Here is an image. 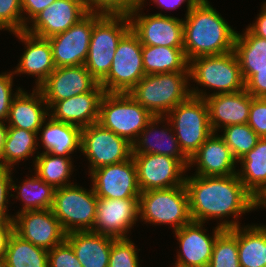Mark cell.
I'll return each instance as SVG.
<instances>
[{
	"instance_id": "obj_1",
	"label": "cell",
	"mask_w": 266,
	"mask_h": 267,
	"mask_svg": "<svg viewBox=\"0 0 266 267\" xmlns=\"http://www.w3.org/2000/svg\"><path fill=\"white\" fill-rule=\"evenodd\" d=\"M184 184L192 221L205 223L221 219L217 222L218 227L232 229L241 226L238 220L243 214L253 211L252 194L237 174L217 177L186 175ZM230 217L233 220L229 221Z\"/></svg>"
},
{
	"instance_id": "obj_2",
	"label": "cell",
	"mask_w": 266,
	"mask_h": 267,
	"mask_svg": "<svg viewBox=\"0 0 266 267\" xmlns=\"http://www.w3.org/2000/svg\"><path fill=\"white\" fill-rule=\"evenodd\" d=\"M236 33L208 0H200L183 18L185 57L189 62L234 51Z\"/></svg>"
},
{
	"instance_id": "obj_3",
	"label": "cell",
	"mask_w": 266,
	"mask_h": 267,
	"mask_svg": "<svg viewBox=\"0 0 266 267\" xmlns=\"http://www.w3.org/2000/svg\"><path fill=\"white\" fill-rule=\"evenodd\" d=\"M189 80L197 83L190 88V94L197 98L211 95L233 93L245 89L240 64L234 51L221 54L200 56L189 61ZM199 86L213 90L207 93ZM216 89V90H215Z\"/></svg>"
},
{
	"instance_id": "obj_4",
	"label": "cell",
	"mask_w": 266,
	"mask_h": 267,
	"mask_svg": "<svg viewBox=\"0 0 266 267\" xmlns=\"http://www.w3.org/2000/svg\"><path fill=\"white\" fill-rule=\"evenodd\" d=\"M189 71L145 75L129 94L153 116H166L190 96Z\"/></svg>"
},
{
	"instance_id": "obj_5",
	"label": "cell",
	"mask_w": 266,
	"mask_h": 267,
	"mask_svg": "<svg viewBox=\"0 0 266 267\" xmlns=\"http://www.w3.org/2000/svg\"><path fill=\"white\" fill-rule=\"evenodd\" d=\"M139 221L154 226L167 224L172 226L173 231L190 223L192 218L185 184L141 192Z\"/></svg>"
},
{
	"instance_id": "obj_6",
	"label": "cell",
	"mask_w": 266,
	"mask_h": 267,
	"mask_svg": "<svg viewBox=\"0 0 266 267\" xmlns=\"http://www.w3.org/2000/svg\"><path fill=\"white\" fill-rule=\"evenodd\" d=\"M153 117L129 93L105 92L98 123L133 144Z\"/></svg>"
},
{
	"instance_id": "obj_7",
	"label": "cell",
	"mask_w": 266,
	"mask_h": 267,
	"mask_svg": "<svg viewBox=\"0 0 266 267\" xmlns=\"http://www.w3.org/2000/svg\"><path fill=\"white\" fill-rule=\"evenodd\" d=\"M130 29L128 15H102L94 23L84 65L98 83L107 76L117 45Z\"/></svg>"
},
{
	"instance_id": "obj_8",
	"label": "cell",
	"mask_w": 266,
	"mask_h": 267,
	"mask_svg": "<svg viewBox=\"0 0 266 267\" xmlns=\"http://www.w3.org/2000/svg\"><path fill=\"white\" fill-rule=\"evenodd\" d=\"M172 125L183 154L190 159L213 133L209 110L203 98L190 96L165 116Z\"/></svg>"
},
{
	"instance_id": "obj_9",
	"label": "cell",
	"mask_w": 266,
	"mask_h": 267,
	"mask_svg": "<svg viewBox=\"0 0 266 267\" xmlns=\"http://www.w3.org/2000/svg\"><path fill=\"white\" fill-rule=\"evenodd\" d=\"M97 196L91 187L78 184L56 188L51 211L68 233L92 231L96 218Z\"/></svg>"
},
{
	"instance_id": "obj_10",
	"label": "cell",
	"mask_w": 266,
	"mask_h": 267,
	"mask_svg": "<svg viewBox=\"0 0 266 267\" xmlns=\"http://www.w3.org/2000/svg\"><path fill=\"white\" fill-rule=\"evenodd\" d=\"M142 43L130 29L119 41L111 68L99 83L105 92L129 93L146 75L142 60Z\"/></svg>"
},
{
	"instance_id": "obj_11",
	"label": "cell",
	"mask_w": 266,
	"mask_h": 267,
	"mask_svg": "<svg viewBox=\"0 0 266 267\" xmlns=\"http://www.w3.org/2000/svg\"><path fill=\"white\" fill-rule=\"evenodd\" d=\"M81 153L85 155L88 172L101 166L124 162L132 157L133 146L125 138L96 122L82 128Z\"/></svg>"
},
{
	"instance_id": "obj_12",
	"label": "cell",
	"mask_w": 266,
	"mask_h": 267,
	"mask_svg": "<svg viewBox=\"0 0 266 267\" xmlns=\"http://www.w3.org/2000/svg\"><path fill=\"white\" fill-rule=\"evenodd\" d=\"M142 5L136 6L128 15L131 30L138 36L142 45L183 47V18L171 15H142Z\"/></svg>"
},
{
	"instance_id": "obj_13",
	"label": "cell",
	"mask_w": 266,
	"mask_h": 267,
	"mask_svg": "<svg viewBox=\"0 0 266 267\" xmlns=\"http://www.w3.org/2000/svg\"><path fill=\"white\" fill-rule=\"evenodd\" d=\"M101 16L88 12L66 31L48 38L56 68L85 64L93 25Z\"/></svg>"
},
{
	"instance_id": "obj_14",
	"label": "cell",
	"mask_w": 266,
	"mask_h": 267,
	"mask_svg": "<svg viewBox=\"0 0 266 267\" xmlns=\"http://www.w3.org/2000/svg\"><path fill=\"white\" fill-rule=\"evenodd\" d=\"M141 192L185 183L188 168L178 159L158 154H132Z\"/></svg>"
},
{
	"instance_id": "obj_15",
	"label": "cell",
	"mask_w": 266,
	"mask_h": 267,
	"mask_svg": "<svg viewBox=\"0 0 266 267\" xmlns=\"http://www.w3.org/2000/svg\"><path fill=\"white\" fill-rule=\"evenodd\" d=\"M88 175L99 198H139L141 194L133 157L121 163L101 166Z\"/></svg>"
},
{
	"instance_id": "obj_16",
	"label": "cell",
	"mask_w": 266,
	"mask_h": 267,
	"mask_svg": "<svg viewBox=\"0 0 266 267\" xmlns=\"http://www.w3.org/2000/svg\"><path fill=\"white\" fill-rule=\"evenodd\" d=\"M13 224L14 233L20 238L47 251L66 239V232L51 209L17 212Z\"/></svg>"
},
{
	"instance_id": "obj_17",
	"label": "cell",
	"mask_w": 266,
	"mask_h": 267,
	"mask_svg": "<svg viewBox=\"0 0 266 267\" xmlns=\"http://www.w3.org/2000/svg\"><path fill=\"white\" fill-rule=\"evenodd\" d=\"M139 219V198L109 199L97 197L92 231L109 237L128 238Z\"/></svg>"
},
{
	"instance_id": "obj_18",
	"label": "cell",
	"mask_w": 266,
	"mask_h": 267,
	"mask_svg": "<svg viewBox=\"0 0 266 267\" xmlns=\"http://www.w3.org/2000/svg\"><path fill=\"white\" fill-rule=\"evenodd\" d=\"M205 223L191 221L178 230L173 231L178 240L179 251L176 264L189 267H208L217 236L224 230L213 227L212 235L205 234Z\"/></svg>"
},
{
	"instance_id": "obj_19",
	"label": "cell",
	"mask_w": 266,
	"mask_h": 267,
	"mask_svg": "<svg viewBox=\"0 0 266 267\" xmlns=\"http://www.w3.org/2000/svg\"><path fill=\"white\" fill-rule=\"evenodd\" d=\"M98 82L85 65L55 68L38 87L50 108L55 102L90 92Z\"/></svg>"
},
{
	"instance_id": "obj_20",
	"label": "cell",
	"mask_w": 266,
	"mask_h": 267,
	"mask_svg": "<svg viewBox=\"0 0 266 267\" xmlns=\"http://www.w3.org/2000/svg\"><path fill=\"white\" fill-rule=\"evenodd\" d=\"M87 13L83 0H55L27 24L25 31L50 38L69 29Z\"/></svg>"
},
{
	"instance_id": "obj_21",
	"label": "cell",
	"mask_w": 266,
	"mask_h": 267,
	"mask_svg": "<svg viewBox=\"0 0 266 267\" xmlns=\"http://www.w3.org/2000/svg\"><path fill=\"white\" fill-rule=\"evenodd\" d=\"M159 124H164L163 128ZM132 146L133 154L167 155L180 160L187 168L189 166V159L181 151L172 125L165 116H154Z\"/></svg>"
},
{
	"instance_id": "obj_22",
	"label": "cell",
	"mask_w": 266,
	"mask_h": 267,
	"mask_svg": "<svg viewBox=\"0 0 266 267\" xmlns=\"http://www.w3.org/2000/svg\"><path fill=\"white\" fill-rule=\"evenodd\" d=\"M22 43L24 51L20 56V61L13 70L14 75L35 76V86L38 88L56 68L53 62L52 49L48 38H41L21 31L13 33Z\"/></svg>"
},
{
	"instance_id": "obj_23",
	"label": "cell",
	"mask_w": 266,
	"mask_h": 267,
	"mask_svg": "<svg viewBox=\"0 0 266 267\" xmlns=\"http://www.w3.org/2000/svg\"><path fill=\"white\" fill-rule=\"evenodd\" d=\"M237 160L218 132H213L189 159L188 169L196 166L193 175L229 176L237 174Z\"/></svg>"
},
{
	"instance_id": "obj_24",
	"label": "cell",
	"mask_w": 266,
	"mask_h": 267,
	"mask_svg": "<svg viewBox=\"0 0 266 267\" xmlns=\"http://www.w3.org/2000/svg\"><path fill=\"white\" fill-rule=\"evenodd\" d=\"M104 94V89L98 83L90 92L55 102L49 108V116L82 129L98 122L100 102Z\"/></svg>"
},
{
	"instance_id": "obj_25",
	"label": "cell",
	"mask_w": 266,
	"mask_h": 267,
	"mask_svg": "<svg viewBox=\"0 0 266 267\" xmlns=\"http://www.w3.org/2000/svg\"><path fill=\"white\" fill-rule=\"evenodd\" d=\"M205 100L213 132H219L226 126L248 123L251 95L245 89L233 93L211 95Z\"/></svg>"
},
{
	"instance_id": "obj_26",
	"label": "cell",
	"mask_w": 266,
	"mask_h": 267,
	"mask_svg": "<svg viewBox=\"0 0 266 267\" xmlns=\"http://www.w3.org/2000/svg\"><path fill=\"white\" fill-rule=\"evenodd\" d=\"M48 117L49 107L41 91L33 87L28 94L21 89L12 100L6 125L38 133Z\"/></svg>"
},
{
	"instance_id": "obj_27",
	"label": "cell",
	"mask_w": 266,
	"mask_h": 267,
	"mask_svg": "<svg viewBox=\"0 0 266 267\" xmlns=\"http://www.w3.org/2000/svg\"><path fill=\"white\" fill-rule=\"evenodd\" d=\"M81 132L80 127L56 121L49 116L39 129L37 138L43 147L42 152L72 157L71 154L76 150L81 151Z\"/></svg>"
},
{
	"instance_id": "obj_28",
	"label": "cell",
	"mask_w": 266,
	"mask_h": 267,
	"mask_svg": "<svg viewBox=\"0 0 266 267\" xmlns=\"http://www.w3.org/2000/svg\"><path fill=\"white\" fill-rule=\"evenodd\" d=\"M65 241L83 267H108L114 238L93 231H78L66 234Z\"/></svg>"
},
{
	"instance_id": "obj_29",
	"label": "cell",
	"mask_w": 266,
	"mask_h": 267,
	"mask_svg": "<svg viewBox=\"0 0 266 267\" xmlns=\"http://www.w3.org/2000/svg\"><path fill=\"white\" fill-rule=\"evenodd\" d=\"M37 134L17 127H8L4 146L0 152V167L14 169L16 163L19 165V162L26 161L30 157H34V164L39 154L38 147H41Z\"/></svg>"
},
{
	"instance_id": "obj_30",
	"label": "cell",
	"mask_w": 266,
	"mask_h": 267,
	"mask_svg": "<svg viewBox=\"0 0 266 267\" xmlns=\"http://www.w3.org/2000/svg\"><path fill=\"white\" fill-rule=\"evenodd\" d=\"M238 258L240 267L266 265V224L238 226Z\"/></svg>"
},
{
	"instance_id": "obj_31",
	"label": "cell",
	"mask_w": 266,
	"mask_h": 267,
	"mask_svg": "<svg viewBox=\"0 0 266 267\" xmlns=\"http://www.w3.org/2000/svg\"><path fill=\"white\" fill-rule=\"evenodd\" d=\"M142 60L146 75L189 71L183 47L143 45Z\"/></svg>"
},
{
	"instance_id": "obj_32",
	"label": "cell",
	"mask_w": 266,
	"mask_h": 267,
	"mask_svg": "<svg viewBox=\"0 0 266 267\" xmlns=\"http://www.w3.org/2000/svg\"><path fill=\"white\" fill-rule=\"evenodd\" d=\"M12 197L22 201V208L18 212L26 210H43L51 209L53 204L55 188L47 184L35 173L32 177L24 179L21 185L15 183L12 179Z\"/></svg>"
},
{
	"instance_id": "obj_33",
	"label": "cell",
	"mask_w": 266,
	"mask_h": 267,
	"mask_svg": "<svg viewBox=\"0 0 266 267\" xmlns=\"http://www.w3.org/2000/svg\"><path fill=\"white\" fill-rule=\"evenodd\" d=\"M237 163V175L245 188L253 195L266 184V138H260L256 146Z\"/></svg>"
},
{
	"instance_id": "obj_34",
	"label": "cell",
	"mask_w": 266,
	"mask_h": 267,
	"mask_svg": "<svg viewBox=\"0 0 266 267\" xmlns=\"http://www.w3.org/2000/svg\"><path fill=\"white\" fill-rule=\"evenodd\" d=\"M73 159L65 156H55L49 152H42L37 155L34 161V173L52 185L55 189L70 184L71 175L74 171Z\"/></svg>"
},
{
	"instance_id": "obj_35",
	"label": "cell",
	"mask_w": 266,
	"mask_h": 267,
	"mask_svg": "<svg viewBox=\"0 0 266 267\" xmlns=\"http://www.w3.org/2000/svg\"><path fill=\"white\" fill-rule=\"evenodd\" d=\"M234 52L241 69L266 68V39L256 36L248 27L242 34L237 31Z\"/></svg>"
},
{
	"instance_id": "obj_36",
	"label": "cell",
	"mask_w": 266,
	"mask_h": 267,
	"mask_svg": "<svg viewBox=\"0 0 266 267\" xmlns=\"http://www.w3.org/2000/svg\"><path fill=\"white\" fill-rule=\"evenodd\" d=\"M7 267H48V251L13 233L8 241Z\"/></svg>"
},
{
	"instance_id": "obj_37",
	"label": "cell",
	"mask_w": 266,
	"mask_h": 267,
	"mask_svg": "<svg viewBox=\"0 0 266 267\" xmlns=\"http://www.w3.org/2000/svg\"><path fill=\"white\" fill-rule=\"evenodd\" d=\"M208 267H240L238 227L224 229L217 236Z\"/></svg>"
},
{
	"instance_id": "obj_38",
	"label": "cell",
	"mask_w": 266,
	"mask_h": 267,
	"mask_svg": "<svg viewBox=\"0 0 266 267\" xmlns=\"http://www.w3.org/2000/svg\"><path fill=\"white\" fill-rule=\"evenodd\" d=\"M222 139L230 148L233 157L239 161L257 144L260 136L248 124H236L221 129Z\"/></svg>"
},
{
	"instance_id": "obj_39",
	"label": "cell",
	"mask_w": 266,
	"mask_h": 267,
	"mask_svg": "<svg viewBox=\"0 0 266 267\" xmlns=\"http://www.w3.org/2000/svg\"><path fill=\"white\" fill-rule=\"evenodd\" d=\"M131 238H114L108 267H140L138 246Z\"/></svg>"
},
{
	"instance_id": "obj_40",
	"label": "cell",
	"mask_w": 266,
	"mask_h": 267,
	"mask_svg": "<svg viewBox=\"0 0 266 267\" xmlns=\"http://www.w3.org/2000/svg\"><path fill=\"white\" fill-rule=\"evenodd\" d=\"M89 13L101 15H129L140 0H83Z\"/></svg>"
},
{
	"instance_id": "obj_41",
	"label": "cell",
	"mask_w": 266,
	"mask_h": 267,
	"mask_svg": "<svg viewBox=\"0 0 266 267\" xmlns=\"http://www.w3.org/2000/svg\"><path fill=\"white\" fill-rule=\"evenodd\" d=\"M0 30L23 31L21 0H0Z\"/></svg>"
},
{
	"instance_id": "obj_42",
	"label": "cell",
	"mask_w": 266,
	"mask_h": 267,
	"mask_svg": "<svg viewBox=\"0 0 266 267\" xmlns=\"http://www.w3.org/2000/svg\"><path fill=\"white\" fill-rule=\"evenodd\" d=\"M13 78V71L0 74V123L7 121L12 100L22 89V87H18L16 92L13 91Z\"/></svg>"
},
{
	"instance_id": "obj_43",
	"label": "cell",
	"mask_w": 266,
	"mask_h": 267,
	"mask_svg": "<svg viewBox=\"0 0 266 267\" xmlns=\"http://www.w3.org/2000/svg\"><path fill=\"white\" fill-rule=\"evenodd\" d=\"M48 267H83L72 247L64 241L48 251Z\"/></svg>"
},
{
	"instance_id": "obj_44",
	"label": "cell",
	"mask_w": 266,
	"mask_h": 267,
	"mask_svg": "<svg viewBox=\"0 0 266 267\" xmlns=\"http://www.w3.org/2000/svg\"><path fill=\"white\" fill-rule=\"evenodd\" d=\"M13 170L12 168L0 167V222L14 220L15 215L8 214L9 199L12 198Z\"/></svg>"
},
{
	"instance_id": "obj_45",
	"label": "cell",
	"mask_w": 266,
	"mask_h": 267,
	"mask_svg": "<svg viewBox=\"0 0 266 267\" xmlns=\"http://www.w3.org/2000/svg\"><path fill=\"white\" fill-rule=\"evenodd\" d=\"M245 90L252 97L266 98V68L241 69Z\"/></svg>"
},
{
	"instance_id": "obj_46",
	"label": "cell",
	"mask_w": 266,
	"mask_h": 267,
	"mask_svg": "<svg viewBox=\"0 0 266 267\" xmlns=\"http://www.w3.org/2000/svg\"><path fill=\"white\" fill-rule=\"evenodd\" d=\"M260 138H266V98L252 97L247 123Z\"/></svg>"
},
{
	"instance_id": "obj_47",
	"label": "cell",
	"mask_w": 266,
	"mask_h": 267,
	"mask_svg": "<svg viewBox=\"0 0 266 267\" xmlns=\"http://www.w3.org/2000/svg\"><path fill=\"white\" fill-rule=\"evenodd\" d=\"M55 0H21L23 31L27 24ZM26 14V15H25Z\"/></svg>"
},
{
	"instance_id": "obj_48",
	"label": "cell",
	"mask_w": 266,
	"mask_h": 267,
	"mask_svg": "<svg viewBox=\"0 0 266 267\" xmlns=\"http://www.w3.org/2000/svg\"><path fill=\"white\" fill-rule=\"evenodd\" d=\"M160 9L174 10L180 7L183 3H187L186 14L200 1V0H151ZM146 0H140V5L145 6Z\"/></svg>"
},
{
	"instance_id": "obj_49",
	"label": "cell",
	"mask_w": 266,
	"mask_h": 267,
	"mask_svg": "<svg viewBox=\"0 0 266 267\" xmlns=\"http://www.w3.org/2000/svg\"><path fill=\"white\" fill-rule=\"evenodd\" d=\"M13 233V221L0 222V258H5L8 241Z\"/></svg>"
},
{
	"instance_id": "obj_50",
	"label": "cell",
	"mask_w": 266,
	"mask_h": 267,
	"mask_svg": "<svg viewBox=\"0 0 266 267\" xmlns=\"http://www.w3.org/2000/svg\"><path fill=\"white\" fill-rule=\"evenodd\" d=\"M256 36L266 39V2L262 4L261 11L255 22L247 26Z\"/></svg>"
},
{
	"instance_id": "obj_51",
	"label": "cell",
	"mask_w": 266,
	"mask_h": 267,
	"mask_svg": "<svg viewBox=\"0 0 266 267\" xmlns=\"http://www.w3.org/2000/svg\"><path fill=\"white\" fill-rule=\"evenodd\" d=\"M253 210L266 208V184H264L257 192L252 195Z\"/></svg>"
},
{
	"instance_id": "obj_52",
	"label": "cell",
	"mask_w": 266,
	"mask_h": 267,
	"mask_svg": "<svg viewBox=\"0 0 266 267\" xmlns=\"http://www.w3.org/2000/svg\"><path fill=\"white\" fill-rule=\"evenodd\" d=\"M7 128L6 123H0V152L4 146Z\"/></svg>"
},
{
	"instance_id": "obj_53",
	"label": "cell",
	"mask_w": 266,
	"mask_h": 267,
	"mask_svg": "<svg viewBox=\"0 0 266 267\" xmlns=\"http://www.w3.org/2000/svg\"><path fill=\"white\" fill-rule=\"evenodd\" d=\"M0 267H7V262L5 258H0Z\"/></svg>"
},
{
	"instance_id": "obj_54",
	"label": "cell",
	"mask_w": 266,
	"mask_h": 267,
	"mask_svg": "<svg viewBox=\"0 0 266 267\" xmlns=\"http://www.w3.org/2000/svg\"><path fill=\"white\" fill-rule=\"evenodd\" d=\"M174 267H189V266H183V265H180V264H176V263H174V265H173Z\"/></svg>"
}]
</instances>
